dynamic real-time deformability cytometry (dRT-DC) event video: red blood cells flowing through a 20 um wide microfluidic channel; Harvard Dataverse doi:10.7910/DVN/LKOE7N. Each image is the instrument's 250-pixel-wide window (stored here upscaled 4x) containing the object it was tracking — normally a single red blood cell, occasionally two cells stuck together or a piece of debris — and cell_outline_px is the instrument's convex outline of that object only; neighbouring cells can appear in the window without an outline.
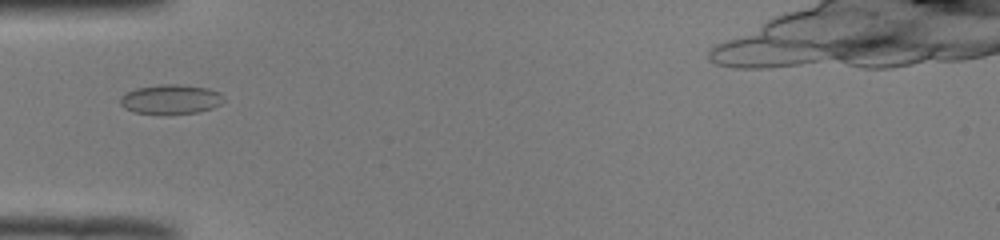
{"species": "common noctule bat (a hibernating species)", "species_latin": "Nyctalus noctula", "temperature_condition": "room temperature", "stored_images_in_passage": 34, "camera_frame_rate_fps": 3000, "um_per_image_px": 0.085, "animal": {"sex": "male", "body_mass_g": 19.0, "forearm_length_mm": 50.8}, "frame": {"image": 1, "passage_image": 1, "time_ms": 0.0, "image_size_px": [1000, 240], "cell_outline_px": [[224, 100], [220, 104], [212, 108], [200, 112], [132, 112], [124, 108], [120, 104], [120, 96], [124, 92], [136, 88], [160, 84], [180, 84], [208, 88], [220, 92], [224, 96]], "centroid_in_image_um": [14.51, 8.4], "position_along_channel_um": 70.5, "area_um2": 17.57}}
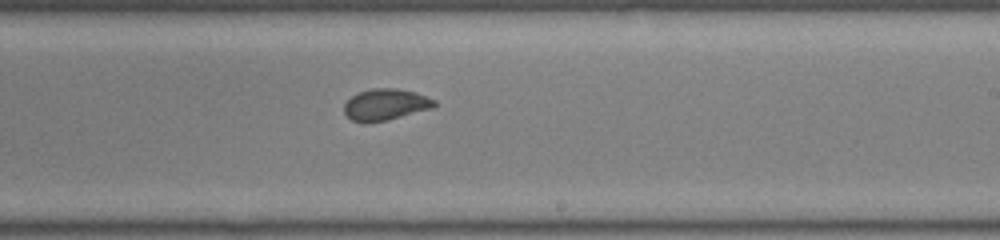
{"frame": {"image": 2, "passage_image": 15, "time_ms": 4.667, "image_size_px": [1000, 240], "cell_outline_px": [[436, 104], [432, 108], [368, 124], [364, 124], [352, 120], [344, 112], [344, 104], [356, 92], [372, 88], [396, 88], [416, 92], [436, 100]], "centroid_in_image_um": [32.74, 8.88], "position_along_channel_um": 256.3, "area_um2": 16.53}}
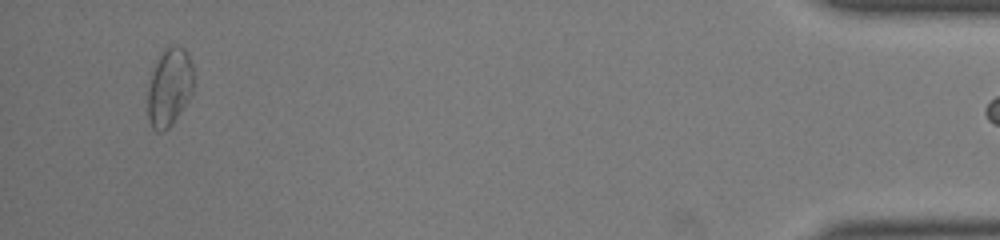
{"frame": {"image": 3, "passage_image": 33, "time_ms": 10.667, "image_size_px": [1000, 240], "cell_outline_px": [[192, 92], [172, 124], [168, 128], [160, 132], [156, 132], [152, 128], [148, 120], [148, 88], [152, 72], [160, 56], [172, 44], [176, 44], [184, 48], [188, 52], [192, 64]], "centroid_in_image_um": [14.39, 7.42], "position_along_channel_um": 420.8, "area_um2": 20.52}}